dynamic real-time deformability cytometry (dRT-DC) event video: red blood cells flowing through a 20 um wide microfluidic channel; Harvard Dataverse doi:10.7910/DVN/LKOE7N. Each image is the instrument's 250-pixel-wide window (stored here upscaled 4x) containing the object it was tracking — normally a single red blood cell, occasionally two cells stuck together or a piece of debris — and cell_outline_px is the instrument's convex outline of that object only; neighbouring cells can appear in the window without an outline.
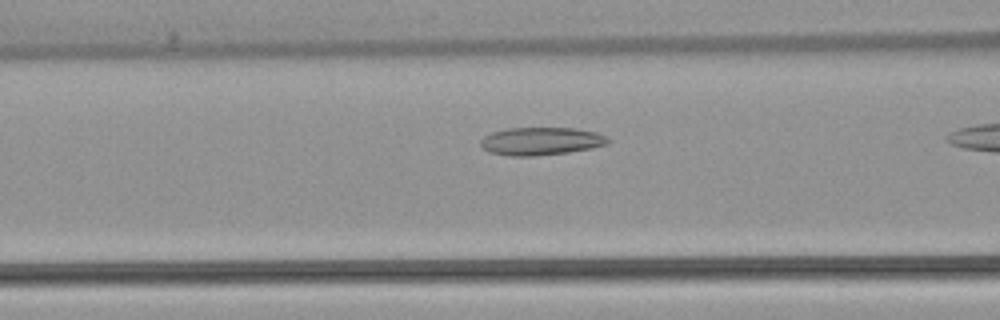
{"species": "common noctule bat (a hibernating species)", "species_latin": "Nyctalus noctula", "temperature_condition": "warm", "stored_images_in_passage": 27, "camera_frame_rate_fps": 3000, "um_per_image_px": 0.085, "animal": {"sex": "female", "body_mass_g": 22.7, "forearm_length_mm": 54.2}, "frame": {"image": 1, "passage_image": 6, "time_ms": 1.667, "image_size_px": [1000, 320], "cell_outline_px": [[608, 144], [592, 148], [568, 152], [536, 156], [508, 156], [488, 152], [480, 144], [480, 140], [484, 136], [492, 132], [508, 128], [576, 128], [596, 132], [604, 136], [608, 140]], "centroid_in_image_um": [45.95, 12.0], "position_along_channel_um": 120.6, "area_um2": 20.69}}
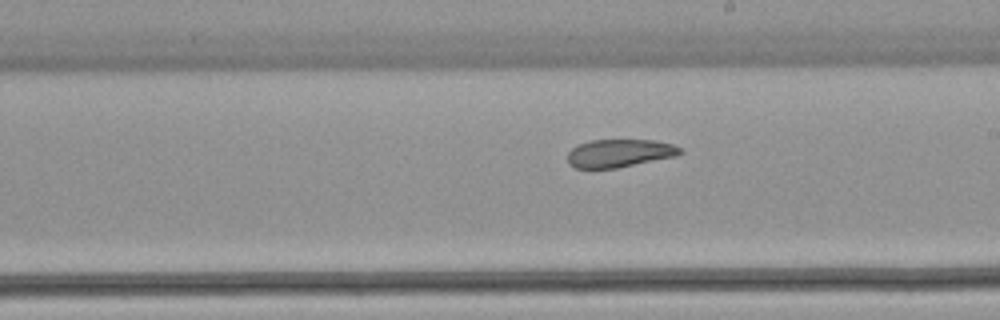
{"frame": {"image": 2, "passage_image": 15, "time_ms": 4.667, "image_size_px": [1000, 320], "cell_outline_px": [[684, 152], [676, 156], [616, 168], [576, 168], [568, 164], [568, 152], [572, 148], [580, 144], [592, 140], [656, 140], [672, 144], [680, 148]], "centroid_in_image_um": [52.66, 13.02], "position_along_channel_um": 236.3, "area_um2": 18.26}}
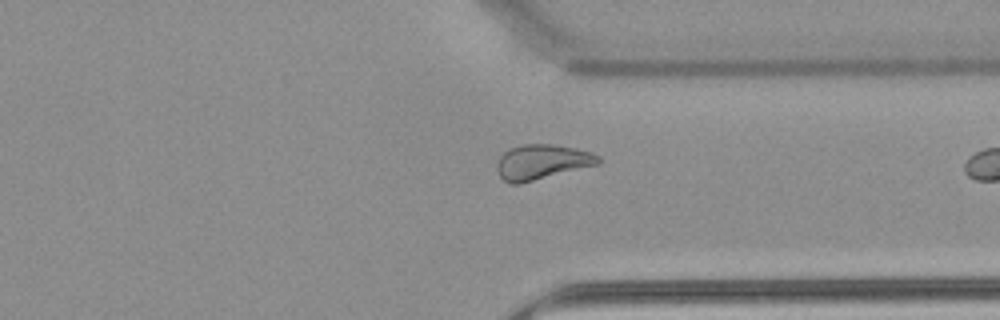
{"frame": {"image": 3, "passage_image": 25, "time_ms": 8.0, "image_size_px": [1000, 320], "cell_outline_px": [[600, 164], [520, 184], [508, 184], [500, 176], [496, 168], [496, 164], [500, 156], [508, 148], [520, 144], [552, 144], [576, 148], [592, 152], [600, 156]], "centroid_in_image_um": [46.06, 13.77], "position_along_channel_um": 365.3, "area_um2": 20.98}}